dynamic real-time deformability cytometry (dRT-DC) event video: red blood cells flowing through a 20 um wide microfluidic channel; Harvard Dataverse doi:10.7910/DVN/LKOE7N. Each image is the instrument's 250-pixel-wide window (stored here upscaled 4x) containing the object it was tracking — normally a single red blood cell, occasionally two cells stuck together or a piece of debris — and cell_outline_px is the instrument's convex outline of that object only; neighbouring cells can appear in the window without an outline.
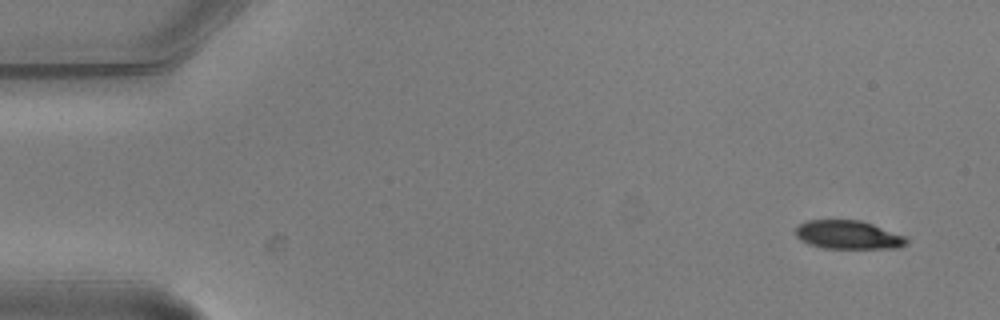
{"species": "common noctule bat (a hibernating species)", "species_latin": "Nyctalus noctula", "temperature_condition": "warm", "stored_images_in_passage": 4, "camera_frame_rate_fps": 3000, "um_per_image_px": 0.085, "animal": {"sex": "male", "body_mass_g": 20.5, "forearm_length_mm": 52.5}, "frame": {"image": 1, "passage_image": 1, "time_ms": 0.0, "image_size_px": [1000, 320], "cell_outline_px": [[908, 244], [896, 248], [824, 248], [808, 244], [800, 240], [796, 236], [796, 228], [800, 224], [808, 220], [860, 220], [908, 236]], "centroid_in_image_um": [72.13, 19.96], "position_along_channel_um": 12.9, "area_um2": 18.55}}
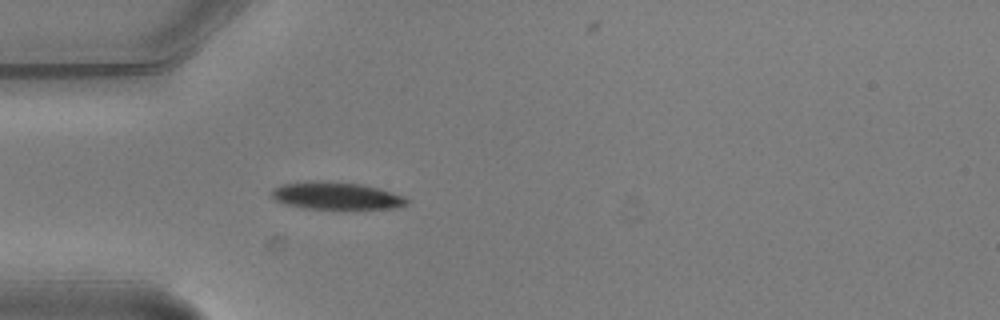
{"frame": {"image": 2, "passage_image": 4, "time_ms": 1.0, "image_size_px": [1000, 320], "cell_outline_px": [[408, 204], [400, 208], [304, 208], [288, 204], [276, 200], [272, 196], [272, 188], [280, 184], [304, 180], [316, 180], [360, 184], [380, 188], [404, 196], [408, 200]], "centroid_in_image_um": [28.57, 16.62], "position_along_channel_um": 56.4, "area_um2": 21.56}}